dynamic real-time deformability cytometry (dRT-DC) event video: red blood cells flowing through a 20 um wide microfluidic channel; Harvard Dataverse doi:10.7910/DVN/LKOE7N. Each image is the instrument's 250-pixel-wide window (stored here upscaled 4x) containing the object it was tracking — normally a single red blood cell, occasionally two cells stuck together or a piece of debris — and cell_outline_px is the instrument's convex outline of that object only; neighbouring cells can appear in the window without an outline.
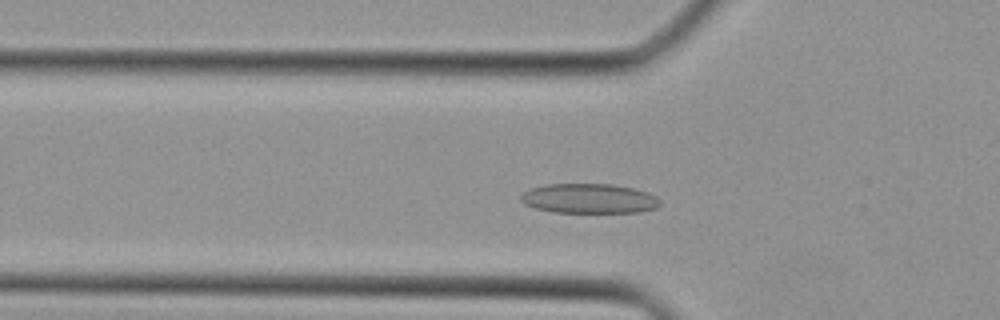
{"species": "Egyptian fruit bat (a non-hibernating species)", "species_latin": "Rousettus aegyptiacus", "temperature_condition": "cold", "stored_images_in_passage": 32, "camera_frame_rate_fps": 3000, "um_per_image_px": 0.085, "animal": {"sex": "female"}, "frame": {"image": 1, "passage_image": 9, "time_ms": 2.667, "image_size_px": [1000, 320], "cell_outline_px": [[660, 204], [656, 208], [640, 212], [552, 212], [536, 208], [524, 204], [520, 200], [520, 196], [524, 192], [532, 188], [544, 184], [612, 184], [632, 188], [648, 192], [656, 196], [660, 200]], "centroid_in_image_um": [50.07, 16.87], "position_along_channel_um": 75.7, "area_um2": 24.1}}
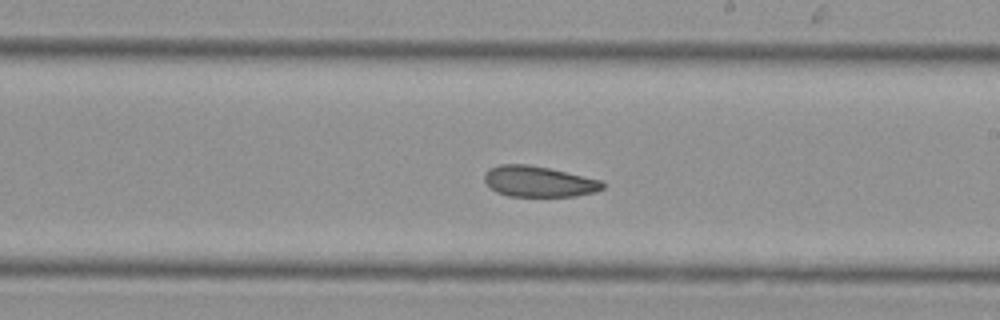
{"frame": {"image": 2, "passage_image": 19, "time_ms": 6.0, "image_size_px": [1000, 320], "cell_outline_px": [[604, 188], [596, 192], [576, 196], [508, 196], [496, 192], [484, 180], [484, 172], [488, 168], [500, 164], [528, 164], [548, 168], [600, 180], [604, 184]], "centroid_in_image_um": [45.76, 15.43], "position_along_channel_um": 243.2, "area_um2": 21.15}}
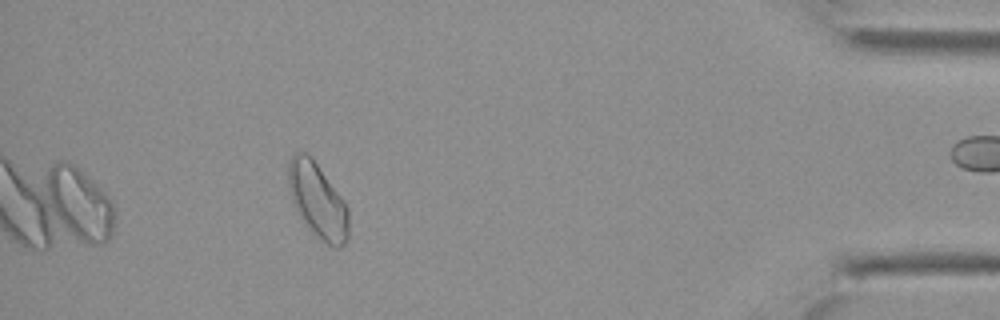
{"frame": {"image": 3, "passage_image": 32, "time_ms": 10.333, "image_size_px": [1000, 320], "cell_outline_px": [[348, 240], [340, 248], [336, 248], [328, 244], [316, 236], [304, 224], [292, 200], [288, 184], [288, 160], [296, 152], [304, 152], [316, 164], [344, 200], [348, 208]], "centroid_in_image_um": [27.0, 17.08], "position_along_channel_um": 408.2, "area_um2": 25.95}}